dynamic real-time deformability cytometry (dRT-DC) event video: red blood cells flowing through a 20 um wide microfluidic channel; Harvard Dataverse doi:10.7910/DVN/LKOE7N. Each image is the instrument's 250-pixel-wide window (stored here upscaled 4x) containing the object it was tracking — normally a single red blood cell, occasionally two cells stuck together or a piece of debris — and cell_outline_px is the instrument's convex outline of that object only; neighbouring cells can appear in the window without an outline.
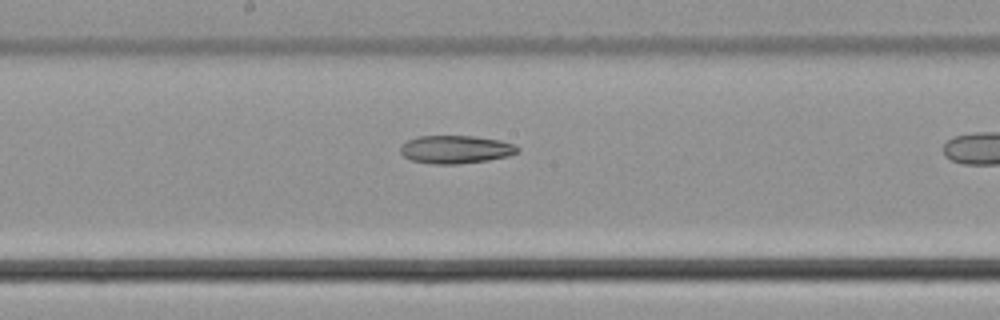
{"species": "common noctule bat (a hibernating species)", "species_latin": "Nyctalus noctula", "temperature_condition": "cold", "stored_images_in_passage": 16, "camera_frame_rate_fps": 3000, "um_per_image_px": 0.085, "animal": {"sex": "male", "body_mass_g": 21.5, "forearm_length_mm": 52.0}, "frame": {"image": 1, "passage_image": 12, "time_ms": 3.667, "image_size_px": [1000, 320], "cell_outline_px": [[520, 152], [508, 156], [488, 160], [460, 164], [432, 164], [412, 160], [404, 156], [400, 152], [400, 144], [416, 136], [476, 136], [500, 140], [512, 144], [520, 148]], "centroid_in_image_um": [38.73, 12.7], "position_along_channel_um": 209.5, "area_um2": 19.31}}